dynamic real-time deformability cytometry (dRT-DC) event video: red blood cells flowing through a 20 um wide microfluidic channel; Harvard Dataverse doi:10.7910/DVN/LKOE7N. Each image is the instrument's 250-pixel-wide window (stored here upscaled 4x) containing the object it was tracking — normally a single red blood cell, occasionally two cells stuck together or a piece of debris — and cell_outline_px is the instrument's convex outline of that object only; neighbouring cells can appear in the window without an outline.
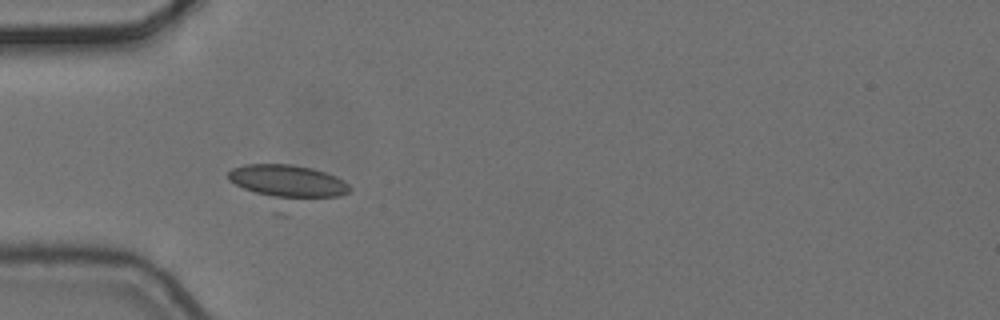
{"species": "common noctule bat (a hibernating species)", "species_latin": "Nyctalus noctula", "temperature_condition": "cold", "stored_images_in_passage": 7, "camera_frame_rate_fps": 3000, "um_per_image_px": 0.085, "animal": {"sex": "female", "body_mass_g": 24.6, "forearm_length_mm": 56.2}, "frame": {"image": 1, "passage_image": 5, "time_ms": 1.333, "image_size_px": [1000, 320], "cell_outline_px": [[352, 188], [348, 192], [340, 196], [288, 216], [276, 216], [228, 180], [228, 172], [232, 168], [244, 164], [292, 164], [312, 168], [336, 176], [344, 180]], "centroid_in_image_um": [24.39, 15.85], "position_along_channel_um": 60.6, "area_um2": 30.58}}
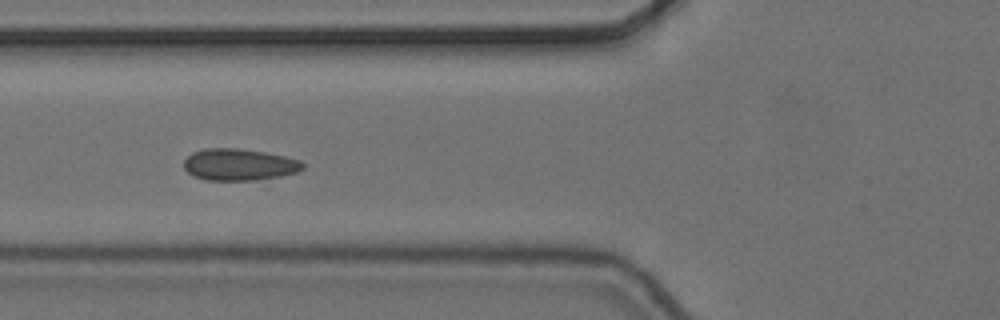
{"frame": {"image": 2, "passage_image": 6, "time_ms": 1.667, "image_size_px": [1000, 320], "cell_outline_px": [[304, 168], [296, 172], [280, 176], [252, 180], [208, 180], [192, 176], [184, 168], [184, 160], [192, 152], [204, 148], [236, 148], [264, 152], [284, 156], [300, 160], [304, 164]], "centroid_in_image_um": [20.3, 13.98], "position_along_channel_um": 105.5, "area_um2": 21.91}}
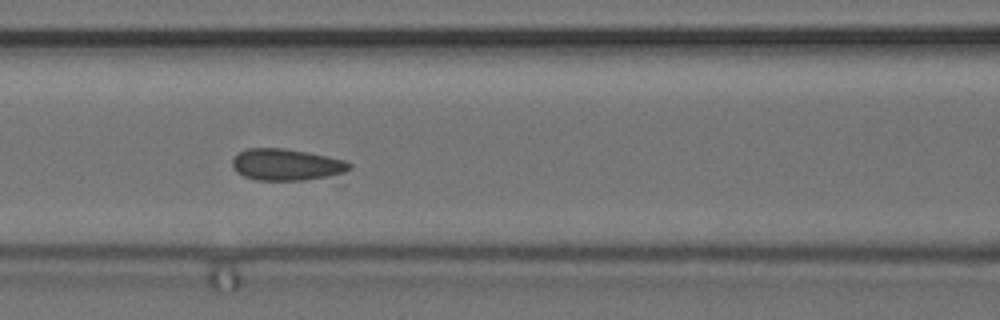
{"frame": {"image": 3, "passage_image": 7, "time_ms": 2.0, "image_size_px": [1000, 320], "cell_outline_px": [[352, 168], [344, 172], [304, 180], [256, 180], [244, 176], [236, 172], [232, 168], [232, 160], [240, 152], [248, 148], [284, 148], [308, 152], [344, 160], [352, 164]], "centroid_in_image_um": [24.31, 13.99], "position_along_channel_um": 142.3, "area_um2": 21.39}}